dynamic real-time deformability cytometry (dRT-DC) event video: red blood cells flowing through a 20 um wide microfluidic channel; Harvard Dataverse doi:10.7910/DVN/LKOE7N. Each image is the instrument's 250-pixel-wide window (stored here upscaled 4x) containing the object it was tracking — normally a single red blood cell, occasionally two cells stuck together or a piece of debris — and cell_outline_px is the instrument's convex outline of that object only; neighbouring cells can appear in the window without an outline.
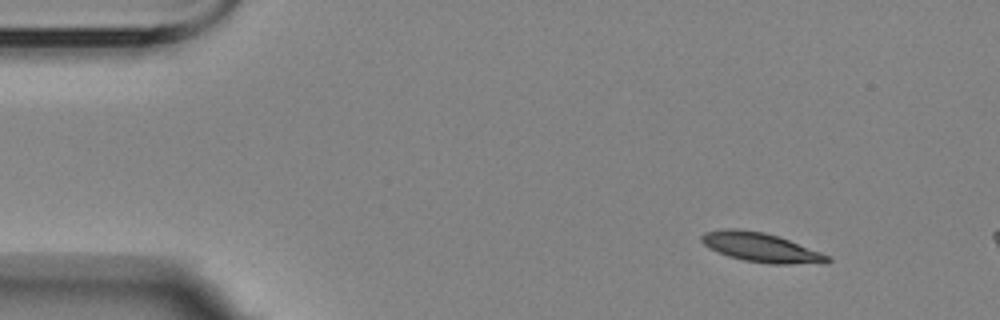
{"species": "Egyptian fruit bat (a non-hibernating species)", "species_latin": "Rousettus aegyptiacus", "temperature_condition": "room temperature", "stored_images_in_passage": 4, "camera_frame_rate_fps": 3000, "um_per_image_px": 0.085, "animal": {"sex": "female"}, "frame": {"image": 1, "passage_image": 2, "time_ms": 1.0, "image_size_px": [1000, 320], "cell_outline_px": [[832, 260], [788, 264], [768, 264], [744, 260], [728, 256], [704, 244], [700, 240], [700, 236], [704, 232], [720, 228], [736, 228], [764, 232], [788, 240], [832, 256]], "centroid_in_image_um": [64.6, 21.0], "position_along_channel_um": 20.4, "area_um2": 21.04}}